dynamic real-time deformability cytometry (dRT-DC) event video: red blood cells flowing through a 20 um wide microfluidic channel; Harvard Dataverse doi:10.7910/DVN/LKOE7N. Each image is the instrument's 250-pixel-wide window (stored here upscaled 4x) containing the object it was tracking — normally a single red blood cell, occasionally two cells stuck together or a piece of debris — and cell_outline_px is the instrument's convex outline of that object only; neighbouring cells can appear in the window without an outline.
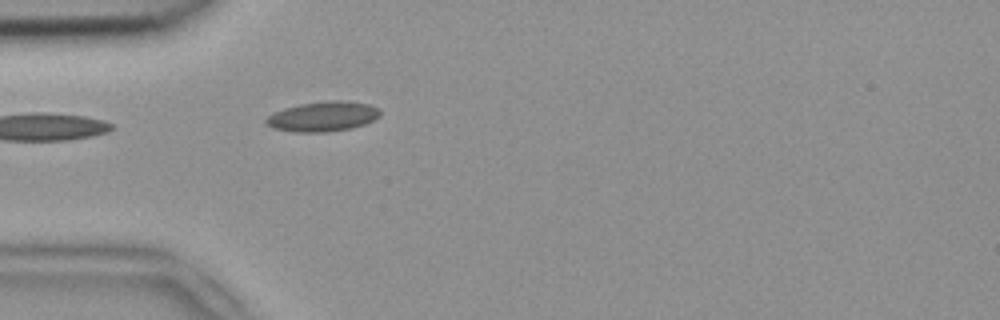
{"species": "common noctule bat (a hibernating species)", "species_latin": "Nyctalus noctula", "temperature_condition": "room temperature", "stored_images_in_passage": 4, "camera_frame_rate_fps": 3000, "um_per_image_px": 0.085, "animal": {"sex": "female", "body_mass_g": 18.4}, "frame": {"image": 1, "passage_image": 4, "time_ms": 1.0, "image_size_px": [1000, 320], "cell_outline_px": [[380, 116], [364, 124], [352, 128], [324, 132], [296, 132], [272, 128], [264, 120], [268, 116], [284, 108], [300, 104], [328, 100], [344, 100], [368, 104], [380, 108]], "centroid_in_image_um": [27.46, 9.89], "position_along_channel_um": 57.5, "area_um2": 19.83}}